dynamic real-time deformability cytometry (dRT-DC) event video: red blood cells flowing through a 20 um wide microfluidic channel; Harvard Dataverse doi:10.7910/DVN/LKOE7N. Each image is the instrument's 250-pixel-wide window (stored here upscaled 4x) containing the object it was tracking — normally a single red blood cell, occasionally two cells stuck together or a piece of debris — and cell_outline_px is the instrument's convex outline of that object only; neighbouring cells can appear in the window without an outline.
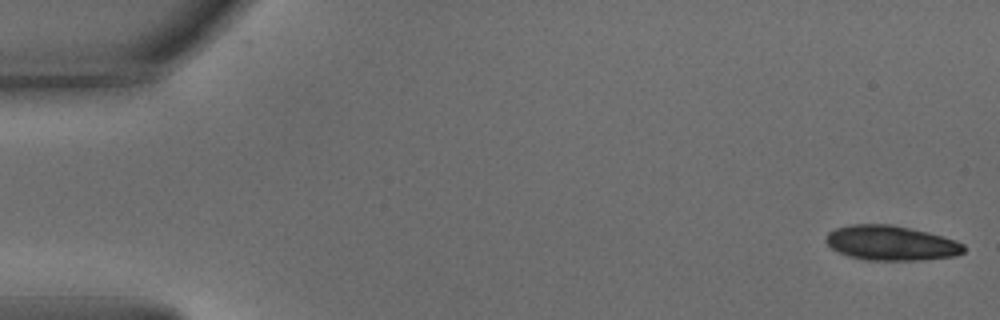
{"species": "common noctule bat (a hibernating species)", "species_latin": "Nyctalus noctula", "temperature_condition": "warm", "stored_images_in_passage": 30, "camera_frame_rate_fps": 3000, "um_per_image_px": 0.085, "animal": {"sex": "male", "body_mass_g": 15.6}, "frame": {"image": 1, "passage_image": 1, "time_ms": 0.0, "image_size_px": [1000, 320], "cell_outline_px": [[964, 252], [956, 256], [920, 260], [864, 260], [848, 256], [832, 248], [824, 240], [828, 232], [836, 228], [852, 224], [892, 224], [928, 232], [956, 240], [964, 244]], "centroid_in_image_um": [75.74, 20.65], "position_along_channel_um": 9.3, "area_um2": 28.03}}
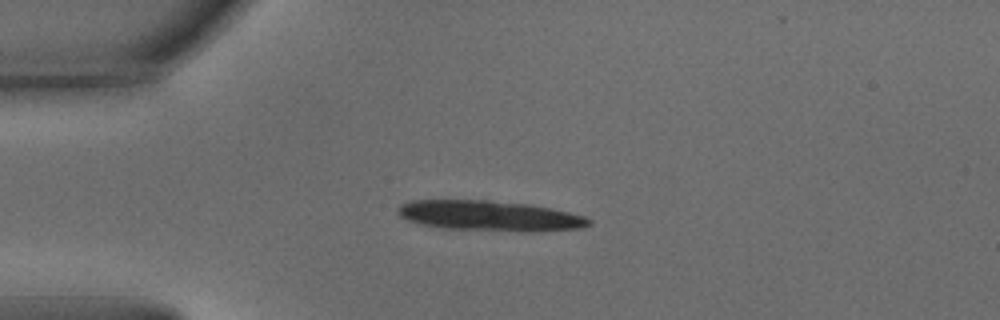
{"frame": {"image": 2, "passage_image": 13, "time_ms": 4.0, "image_size_px": [1000, 320], "cell_outline_px": [[592, 224], [580, 228], [532, 232], [528, 232], [444, 228], [416, 224], [400, 216], [396, 212], [396, 208], [400, 204], [412, 200], [488, 200], [528, 204], [568, 212], [584, 216], [592, 220]], "centroid_in_image_um": [41.58, 18.35], "position_along_channel_um": 43.4, "area_um2": 33.87}}
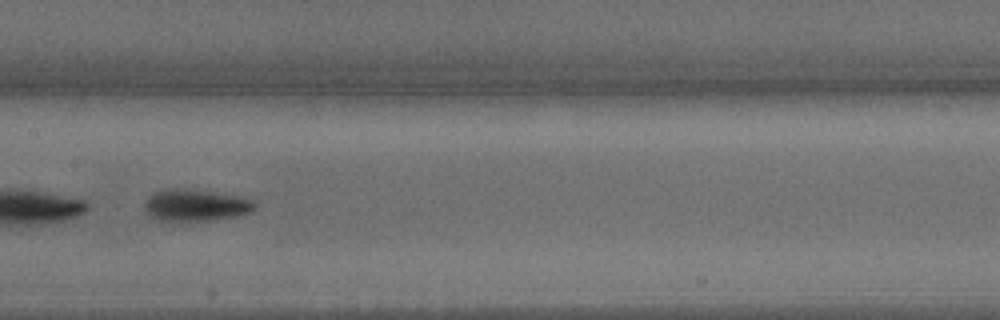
{"frame": {"image": 3, "passage_image": 27, "time_ms": 8.667, "image_size_px": [1000, 320], "cell_outline_px": [[256, 208], [252, 212], [236, 216], [200, 220], [160, 220], [152, 216], [144, 208], [144, 204], [148, 196], [156, 192], [172, 188], [212, 192], [236, 196], [252, 200], [256, 204]], "centroid_in_image_um": [16.64, 17.44], "position_along_channel_um": 190.8, "area_um2": 19.71}}